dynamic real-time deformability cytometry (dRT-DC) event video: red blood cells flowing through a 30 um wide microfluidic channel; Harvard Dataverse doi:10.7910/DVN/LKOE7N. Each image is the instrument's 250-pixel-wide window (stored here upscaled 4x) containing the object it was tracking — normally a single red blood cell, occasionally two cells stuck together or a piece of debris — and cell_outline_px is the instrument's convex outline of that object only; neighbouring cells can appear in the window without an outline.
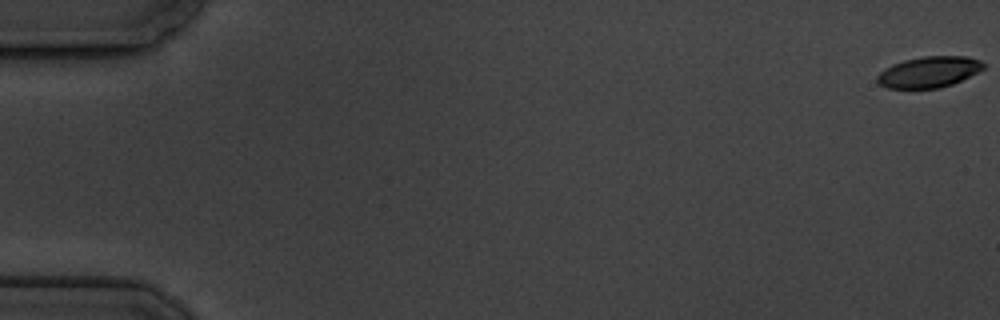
{"species": "common noctule bat (a hibernating species)", "species_latin": "Nyctalus noctula", "temperature_condition": "cold", "stored_images_in_passage": 5, "camera_frame_rate_fps": 3000, "um_per_image_px": 0.085, "animal": {"sex": "male", "body_mass_g": 19.5, "forearm_length_mm": 54.6}, "frame": {"image": 1, "passage_image": 1, "time_ms": 0.0, "image_size_px": [1000, 320], "cell_outline_px": [[984, 68], [952, 84], [940, 88], [888, 88], [880, 84], [876, 80], [876, 76], [884, 68], [892, 64], [904, 60], [924, 56], [968, 56], [980, 60], [984, 64]], "centroid_in_image_um": [78.93, 6.11], "position_along_channel_um": 6.1, "area_um2": 19.07}}
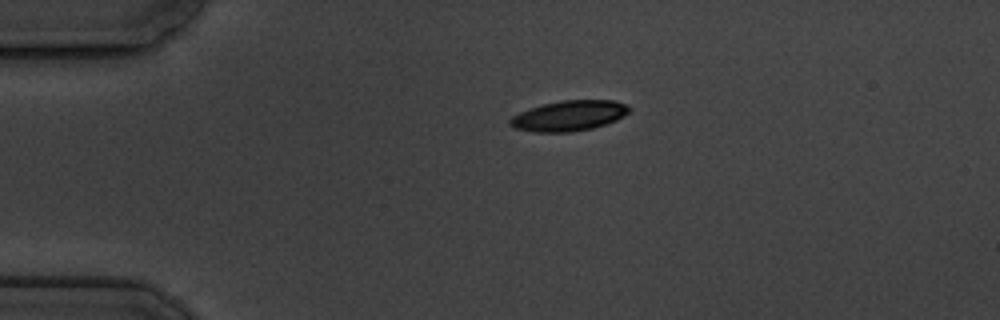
{"frame": {"image": 2, "passage_image": 4, "time_ms": 4.333, "image_size_px": [1000, 320], "cell_outline_px": [[632, 108], [624, 116], [616, 120], [592, 128], [572, 132], [536, 132], [512, 128], [508, 124], [508, 120], [512, 116], [528, 108], [560, 100], [616, 100], [628, 104]], "centroid_in_image_um": [48.36, 9.83], "position_along_channel_um": 36.6, "area_um2": 21.33}}